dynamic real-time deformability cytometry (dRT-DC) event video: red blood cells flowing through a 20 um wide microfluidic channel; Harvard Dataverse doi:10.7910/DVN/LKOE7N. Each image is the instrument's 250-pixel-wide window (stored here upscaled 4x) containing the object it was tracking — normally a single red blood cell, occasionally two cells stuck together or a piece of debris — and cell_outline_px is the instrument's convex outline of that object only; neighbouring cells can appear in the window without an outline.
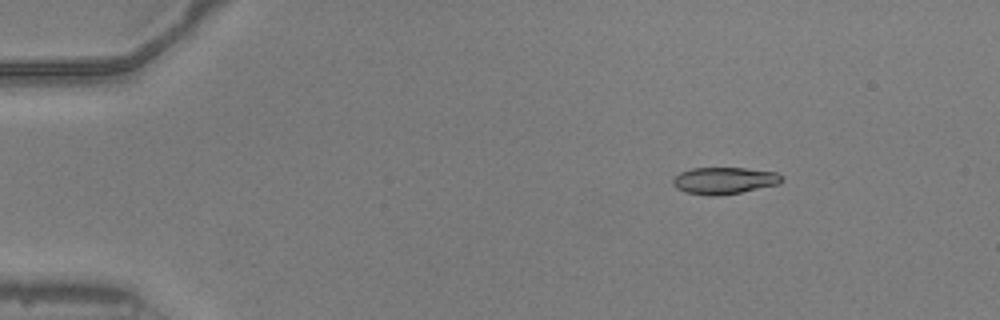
{"species": "common noctule bat (a hibernating species)", "species_latin": "Nyctalus noctula", "temperature_condition": "warm", "stored_images_in_passage": 47, "camera_frame_rate_fps": 3000, "um_per_image_px": 0.085, "animal": {"sex": "male", "body_mass_g": 20.5, "forearm_length_mm": 52.5}, "frame": {"image": 1, "passage_image": 3, "time_ms": 0.667, "image_size_px": [1000, 320], "cell_outline_px": [[784, 180], [780, 184], [740, 192], [716, 196], [712, 196], [684, 192], [676, 188], [672, 184], [672, 180], [680, 172], [692, 168], [744, 168], [776, 172], [784, 176]], "centroid_in_image_um": [61.57, 15.35], "position_along_channel_um": 23.4, "area_um2": 17.11}}
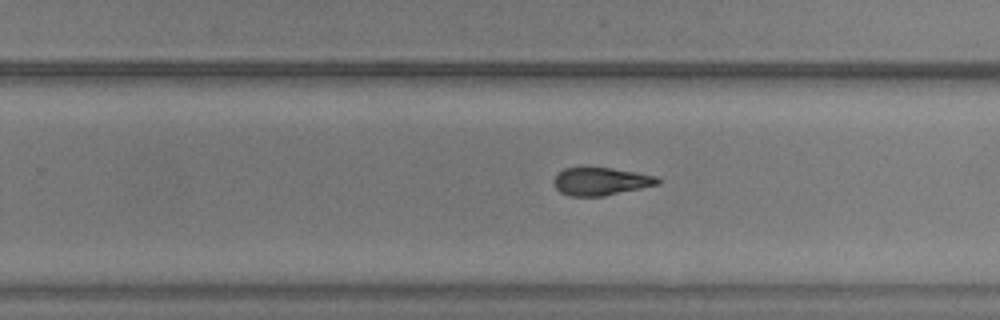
{"frame": {"image": 2, "passage_image": 29, "time_ms": 9.333, "image_size_px": [1000, 320], "cell_outline_px": [[660, 184], [604, 196], [568, 196], [560, 192], [556, 188], [556, 176], [564, 168], [580, 164], [612, 168], [636, 172], [656, 176], [660, 180]], "centroid_in_image_um": [51.06, 15.38], "position_along_channel_um": 278.7, "area_um2": 17.28}}
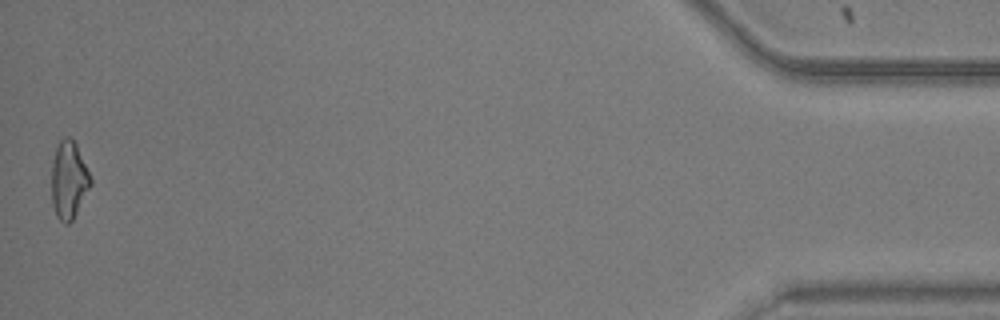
{"frame": {"image": 3, "passage_image": 47, "time_ms": 15.333, "image_size_px": [1000, 320], "cell_outline_px": [[92, 184], [72, 220], [68, 224], [64, 224], [56, 216], [52, 204], [52, 164], [56, 148], [60, 140], [64, 136], [68, 136], [76, 144], [92, 180]], "centroid_in_image_um": [5.84, 15.32], "position_along_channel_um": 429.4, "area_um2": 17.46}, "authors_computed_cell_mechanics": {"area_um2": 17.5712, "velocity_mm_per_s": 3.9641, "shape_relaxation_time_tau1_ms": 4.2563, "shape_relaxation_time_tau2_ms": 2.3486, "deformation_change_tau1": 0.1568, "deformation_change_tau2": 0.1008}}